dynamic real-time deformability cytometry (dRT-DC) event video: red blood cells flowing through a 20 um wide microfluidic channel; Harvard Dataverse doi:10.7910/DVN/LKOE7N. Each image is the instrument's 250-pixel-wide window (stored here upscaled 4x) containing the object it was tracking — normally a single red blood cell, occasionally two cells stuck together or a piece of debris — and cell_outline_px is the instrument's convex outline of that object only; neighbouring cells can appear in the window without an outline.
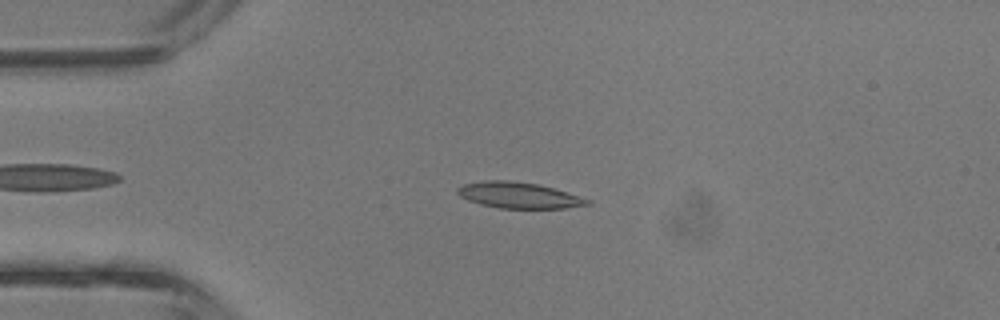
{"species": "common noctule bat (a hibernating species)", "species_latin": "Nyctalus noctula", "temperature_condition": "room temperature", "stored_images_in_passage": 39, "camera_frame_rate_fps": 3000, "um_per_image_px": 0.085, "animal": {"sex": "male", "body_mass_g": 13.3}, "frame": {"image": 1, "passage_image": 8, "time_ms": 2.333, "image_size_px": [1000, 320], "cell_outline_px": [[592, 204], [564, 208], [500, 208], [480, 204], [468, 200], [460, 196], [456, 192], [456, 188], [464, 184], [484, 180], [512, 180], [536, 184], [568, 192], [592, 200]], "centroid_in_image_um": [44.09, 16.59], "position_along_channel_um": 40.9, "area_um2": 19.71}}
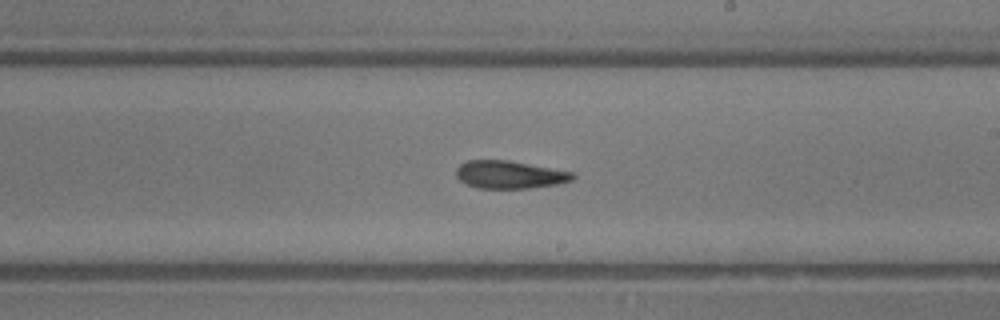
{"frame": {"image": 2, "passage_image": 22, "time_ms": 7.0, "image_size_px": [1000, 320], "cell_outline_px": [[576, 176], [572, 180], [556, 184], [528, 188], [476, 188], [460, 180], [456, 176], [456, 168], [460, 164], [468, 160], [508, 160], [572, 172]], "centroid_in_image_um": [43.28, 14.84], "position_along_channel_um": 245.7, "area_um2": 18.67}}
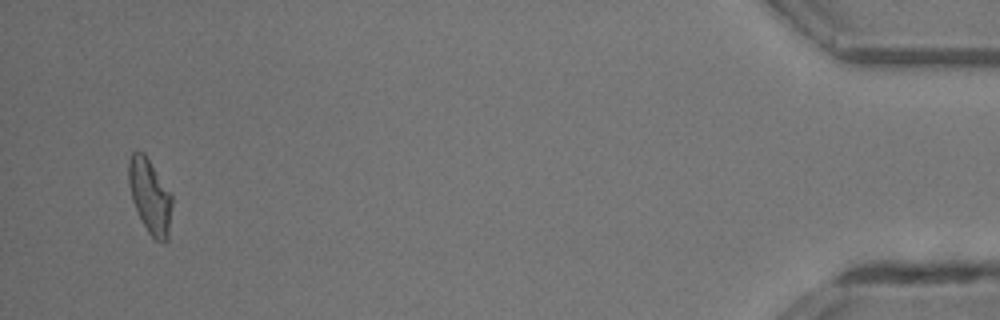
{"frame": {"image": 3, "passage_image": 38, "time_ms": 12.333, "image_size_px": [1000, 320], "cell_outline_px": [[172, 204], [168, 240], [156, 240], [148, 232], [132, 200], [128, 184], [128, 164], [132, 152], [136, 148], [144, 152], [172, 192]], "centroid_in_image_um": [12.75, 16.6], "position_along_channel_um": 422.5, "area_um2": 19.02}, "authors_computed_cell_mechanics": {"area_um2": 19.1896, "velocity_mm_per_s": 4.9393, "shape_relaxation_time_tau1_ms": 8.5506, "shape_relaxation_time_tau2_ms": 3.1612, "deformation_change_tau1": 0.2386, "deformation_change_tau2": 0.1325}}